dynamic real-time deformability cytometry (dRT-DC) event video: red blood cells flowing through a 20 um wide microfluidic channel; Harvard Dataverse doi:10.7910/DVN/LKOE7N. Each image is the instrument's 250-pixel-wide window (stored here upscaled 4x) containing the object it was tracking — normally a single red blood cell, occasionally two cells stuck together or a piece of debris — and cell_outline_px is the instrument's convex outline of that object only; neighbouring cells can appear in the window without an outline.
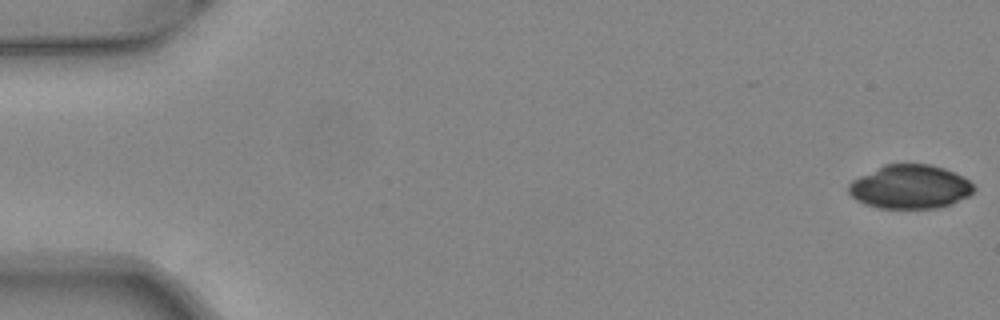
{"species": "common noctule bat (a hibernating species)", "species_latin": "Nyctalus noctula", "temperature_condition": "warm", "stored_images_in_passage": 51, "camera_frame_rate_fps": 3000, "um_per_image_px": 0.085, "animal": {"sex": "female", "body_mass_g": 24.6, "forearm_length_mm": 56.2}, "frame": {"image": 1, "passage_image": 1, "time_ms": 0.0, "image_size_px": [1000, 320], "cell_outline_px": [[976, 188], [968, 196], [952, 204], [940, 208], [880, 208], [864, 204], [856, 200], [848, 192], [848, 184], [852, 180], [884, 164], [932, 164], [944, 168], [968, 180]], "centroid_in_image_um": [77.34, 15.89], "position_along_channel_um": 7.7, "area_um2": 31.96}}